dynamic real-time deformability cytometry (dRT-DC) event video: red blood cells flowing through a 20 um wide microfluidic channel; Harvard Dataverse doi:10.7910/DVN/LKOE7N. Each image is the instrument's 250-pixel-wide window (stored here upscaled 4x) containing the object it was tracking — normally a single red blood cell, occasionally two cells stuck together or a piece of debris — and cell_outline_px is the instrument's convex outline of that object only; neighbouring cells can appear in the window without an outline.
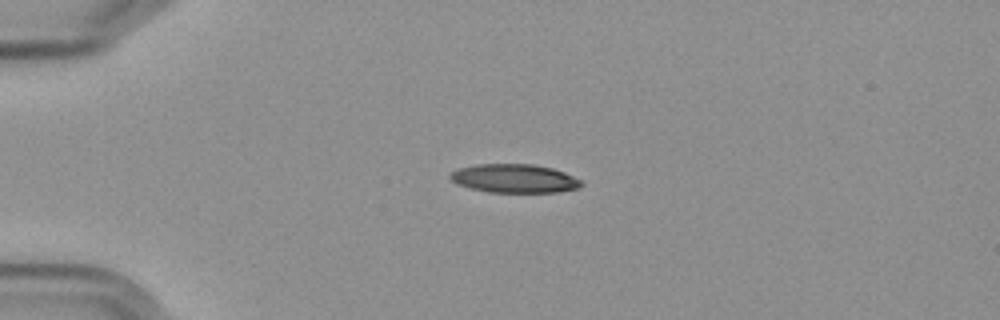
{"species": "Egyptian fruit bat (a non-hibernating species)", "species_latin": "Rousettus aegyptiacus", "temperature_condition": "cold", "stored_images_in_passage": 4, "camera_frame_rate_fps": 3000, "um_per_image_px": 0.085, "frame": {"image": 1, "passage_image": 2, "time_ms": 2.0, "image_size_px": [1000, 320], "cell_outline_px": [[584, 184], [576, 188], [556, 192], [488, 192], [456, 184], [448, 176], [452, 172], [460, 168], [476, 164], [532, 164], [552, 168], [564, 172], [580, 180]], "centroid_in_image_um": [43.7, 15.16], "position_along_channel_um": 41.3, "area_um2": 21.68}}
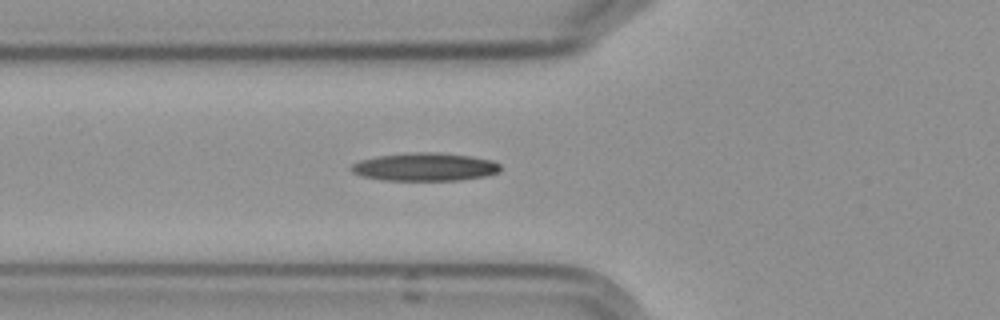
{"frame": {"image": 2, "passage_image": 4, "time_ms": 4.333, "image_size_px": [1000, 320], "cell_outline_px": [[500, 172], [484, 176], [460, 180], [384, 180], [360, 176], [352, 172], [348, 168], [352, 164], [360, 160], [376, 156], [416, 152], [436, 152], [472, 156], [492, 160], [500, 164]], "centroid_in_image_um": [36.1, 14.18], "position_along_channel_um": 89.7, "area_um2": 24.51}}